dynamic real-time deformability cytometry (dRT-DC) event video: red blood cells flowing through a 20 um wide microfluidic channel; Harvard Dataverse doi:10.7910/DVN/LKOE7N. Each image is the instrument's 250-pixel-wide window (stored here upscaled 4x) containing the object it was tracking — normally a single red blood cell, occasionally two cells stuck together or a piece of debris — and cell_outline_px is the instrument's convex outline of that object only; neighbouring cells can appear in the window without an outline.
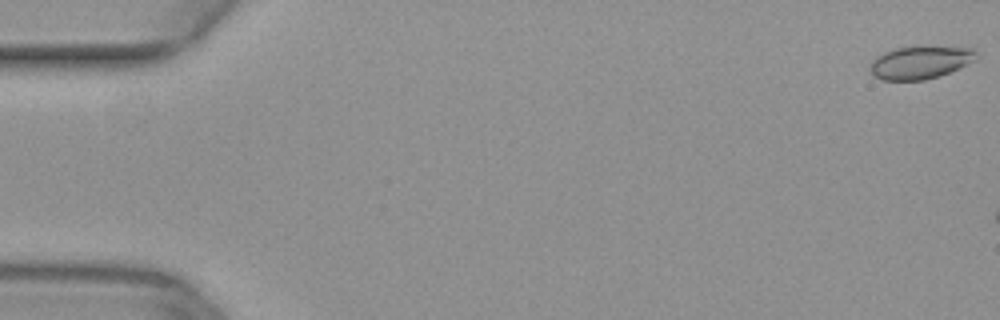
{"species": "common noctule bat (a hibernating species)", "species_latin": "Nyctalus noctula", "temperature_condition": "warm", "stored_images_in_passage": 6, "camera_frame_rate_fps": 3000, "um_per_image_px": 0.085, "animal": {"sex": "female", "body_mass_g": 29.2, "forearm_length_mm": 56.3}, "frame": {"image": 1, "passage_image": 1, "time_ms": 0.0, "image_size_px": [1000, 320], "cell_outline_px": [[976, 56], [968, 64], [960, 68], [940, 76], [924, 80], [880, 80], [868, 68], [872, 60], [876, 56], [892, 48], [976, 48]], "centroid_in_image_um": [78.17, 5.34], "position_along_channel_um": 6.8, "area_um2": 19.88}}